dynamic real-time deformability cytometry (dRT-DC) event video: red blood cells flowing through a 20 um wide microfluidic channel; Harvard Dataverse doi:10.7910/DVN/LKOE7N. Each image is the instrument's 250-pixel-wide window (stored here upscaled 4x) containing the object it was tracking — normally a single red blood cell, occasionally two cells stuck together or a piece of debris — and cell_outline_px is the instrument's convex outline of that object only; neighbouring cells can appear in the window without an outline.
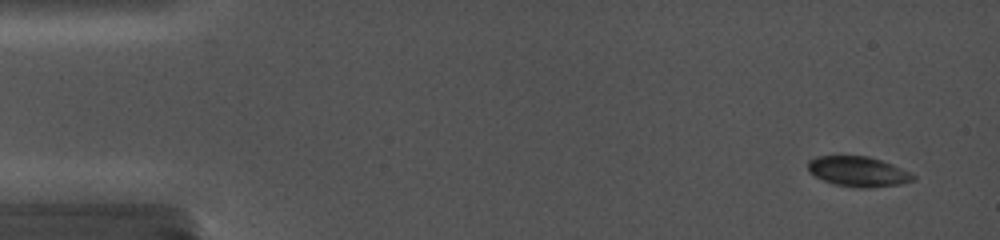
{"species": "common noctule bat (a hibernating species)", "species_latin": "Nyctalus noctula", "temperature_condition": "cold", "stored_images_in_passage": 13, "camera_frame_rate_fps": 5000, "um_per_image_px": 0.085, "animal": {"sex": "female", "body_mass_g": 19.0, "forearm_length_mm": 56.7}, "frame": {"image": 1, "passage_image": 1, "time_ms": 0.0, "image_size_px": [1000, 240], "cell_outline_px": [[916, 180], [900, 184], [868, 188], [860, 188], [836, 184], [824, 180], [808, 172], [808, 160], [816, 156], [868, 156], [892, 164], [912, 172], [916, 176]], "centroid_in_image_um": [72.97, 14.58], "position_along_channel_um": 12.0, "area_um2": 18.5}}
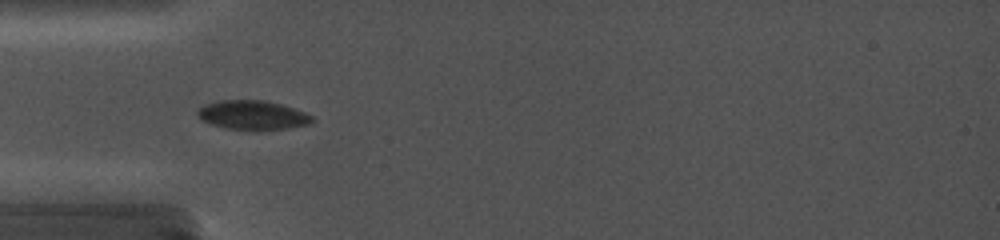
{"frame": {"image": 2, "passage_image": 11, "time_ms": 4.6, "image_size_px": [1000, 240], "cell_outline_px": [[316, 120], [308, 124], [288, 128], [228, 128], [212, 124], [200, 120], [196, 112], [200, 108], [208, 104], [220, 100], [264, 100], [280, 104], [304, 112], [312, 116]], "centroid_in_image_um": [21.47, 9.76], "position_along_channel_um": 63.5, "area_um2": 18.79}}
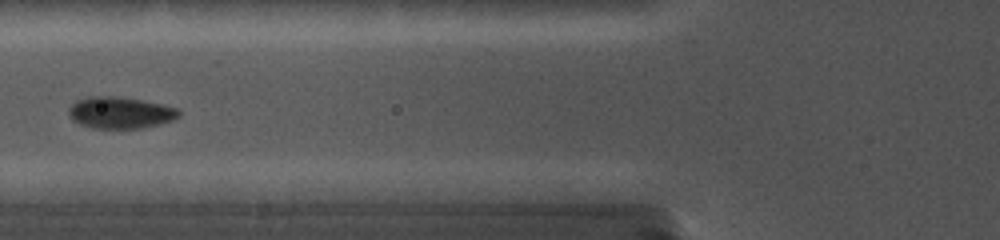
{"frame": {"image": 3, "passage_image": 12, "time_ms": 6.0, "image_size_px": [1000, 240], "cell_outline_px": [[180, 116], [172, 120], [140, 128], [92, 128], [80, 124], [72, 120], [68, 116], [68, 108], [76, 100], [88, 96], [116, 96], [144, 100], [164, 104], [176, 108], [180, 112]], "centroid_in_image_um": [10.18, 9.56], "position_along_channel_um": 115.6, "area_um2": 20.4}}